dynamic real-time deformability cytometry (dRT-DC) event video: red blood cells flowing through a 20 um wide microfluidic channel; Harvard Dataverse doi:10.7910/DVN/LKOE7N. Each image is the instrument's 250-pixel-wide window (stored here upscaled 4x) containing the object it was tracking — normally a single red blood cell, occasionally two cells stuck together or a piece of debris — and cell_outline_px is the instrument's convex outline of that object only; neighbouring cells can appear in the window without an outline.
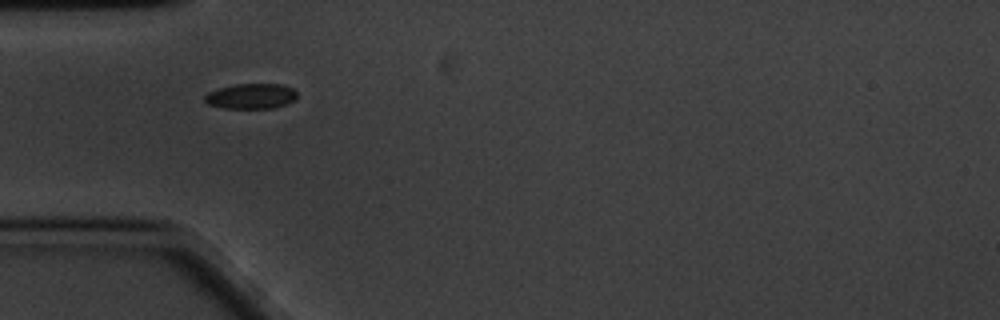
{"species": "common noctule bat (a hibernating species)", "species_latin": "Nyctalus noctula", "temperature_condition": "cold", "stored_images_in_passage": 42, "camera_frame_rate_fps": 3000, "um_per_image_px": 0.085, "animal": {"sex": "male", "body_mass_g": 20.1, "forearm_length_mm": 53.5}, "frame": {"image": 1, "passage_image": 1, "time_ms": 0.0, "image_size_px": [1000, 320], "cell_outline_px": [[296, 100], [288, 104], [272, 108], [224, 108], [208, 104], [204, 100], [204, 96], [208, 92], [220, 88], [236, 84], [280, 84], [292, 88], [296, 92]], "centroid_in_image_um": [21.36, 8.18], "position_along_channel_um": 63.6, "area_um2": 13.58}}
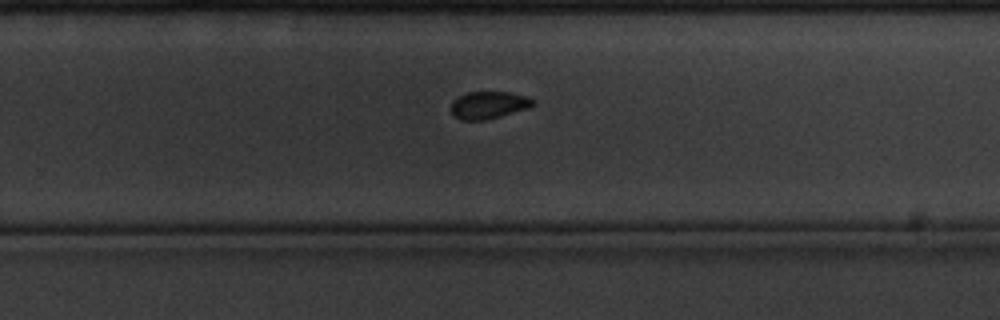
{"frame": {"image": 2, "passage_image": 21, "time_ms": 6.667, "image_size_px": [1000, 320], "cell_outline_px": [[536, 104], [528, 108], [500, 116], [484, 120], [460, 120], [452, 112], [452, 100], [456, 96], [468, 92], [512, 92], [536, 100]], "centroid_in_image_um": [41.54, 8.91], "position_along_channel_um": 288.3, "area_um2": 13.06}}
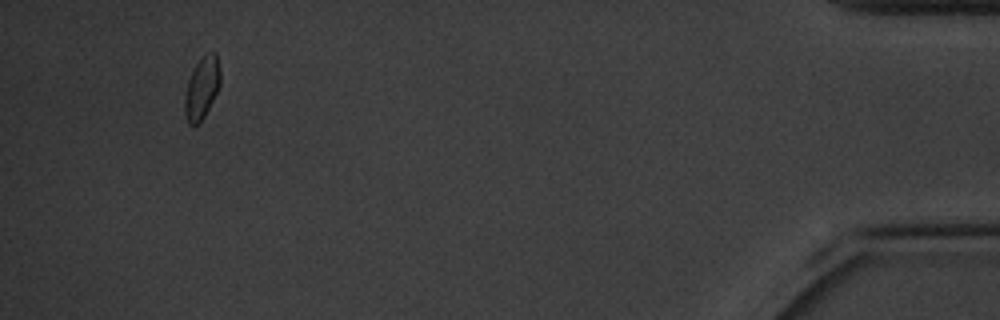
{"frame": {"image": 3, "passage_image": 39, "time_ms": 12.667, "image_size_px": [1000, 320], "cell_outline_px": [[220, 84], [204, 116], [192, 128], [188, 124], [184, 112], [184, 100], [188, 80], [196, 64], [204, 56], [212, 52], [216, 52], [220, 68]], "centroid_in_image_um": [17.14, 7.5], "position_along_channel_um": 418.1, "area_um2": 12.6}, "authors_computed_cell_mechanics": {"area_um2": 13.6986, "velocity_mm_per_s": 3.3746, "shape_relaxation_time_tau1_ms": null, "shape_relaxation_time_tau2_ms": 5.6958, "deformation_change_tau1": null, "deformation_change_tau2": 0.074}}